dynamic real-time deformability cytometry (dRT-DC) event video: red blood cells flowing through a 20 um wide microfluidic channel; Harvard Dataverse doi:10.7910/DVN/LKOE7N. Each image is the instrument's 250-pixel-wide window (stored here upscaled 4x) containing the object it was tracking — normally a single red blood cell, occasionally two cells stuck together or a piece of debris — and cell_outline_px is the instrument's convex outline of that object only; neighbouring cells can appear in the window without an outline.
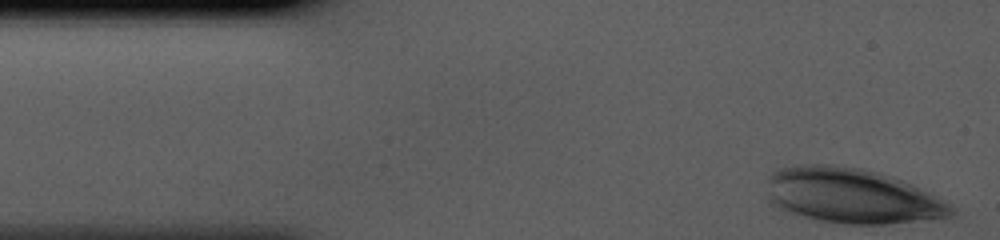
{"species": "human", "species_latin": "Homo sapiens", "temperature_condition": "cold", "stored_images_in_passage": 35, "camera_frame_rate_fps": 3000, "um_per_image_px": 0.085, "donor": {"sex": "male"}, "frame": {"image": 1, "passage_image": 1, "time_ms": 0.0, "image_size_px": [1000, 240], "cell_outline_px": [[956, 216], [888, 224], [844, 224], [820, 220], [784, 212], [772, 208], [768, 200], [768, 176], [776, 168], [796, 164], [832, 164], [864, 168], [892, 176], [912, 184], [928, 192], [956, 208]], "centroid_in_image_um": [72.35, 16.64], "position_along_channel_um": 12.6, "area_um2": 60.11}}
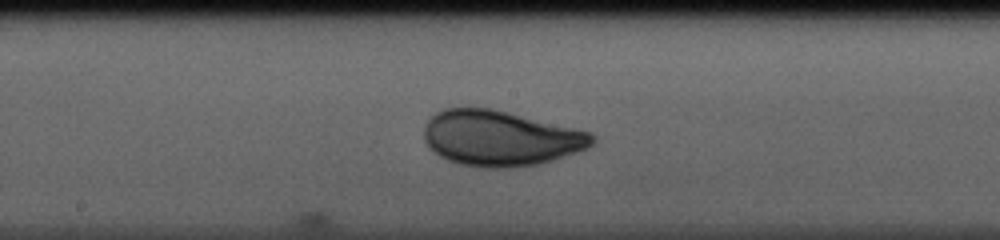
{"frame": {"image": 2, "passage_image": 20, "time_ms": 6.333, "image_size_px": [1000, 240], "cell_outline_px": [[596, 140], [588, 148], [540, 164], [512, 168], [480, 168], [460, 164], [448, 160], [432, 152], [428, 148], [424, 140], [424, 128], [428, 120], [436, 112], [444, 108], [492, 108], [576, 128], [592, 132], [596, 136]], "centroid_in_image_um": [42.53, 11.76], "position_along_channel_um": 205.7, "area_um2": 54.79}}
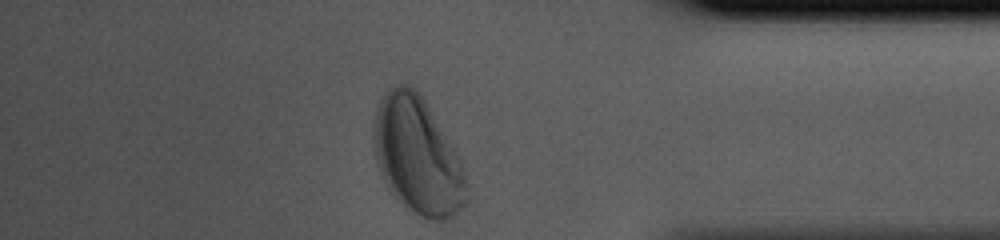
{"frame": {"image": 3, "passage_image": 35, "time_ms": 11.333, "image_size_px": [1000, 240], "cell_outline_px": [[468, 204], [456, 216], [448, 220], [432, 220], [404, 208], [392, 196], [380, 172], [376, 160], [372, 140], [372, 124], [376, 108], [384, 92], [388, 88], [396, 84], [408, 84], [416, 88], [420, 92], [460, 156], [464, 168], [468, 184]], "centroid_in_image_um": [35.5, 13.25], "position_along_channel_um": 399.7, "area_um2": 64.97}}